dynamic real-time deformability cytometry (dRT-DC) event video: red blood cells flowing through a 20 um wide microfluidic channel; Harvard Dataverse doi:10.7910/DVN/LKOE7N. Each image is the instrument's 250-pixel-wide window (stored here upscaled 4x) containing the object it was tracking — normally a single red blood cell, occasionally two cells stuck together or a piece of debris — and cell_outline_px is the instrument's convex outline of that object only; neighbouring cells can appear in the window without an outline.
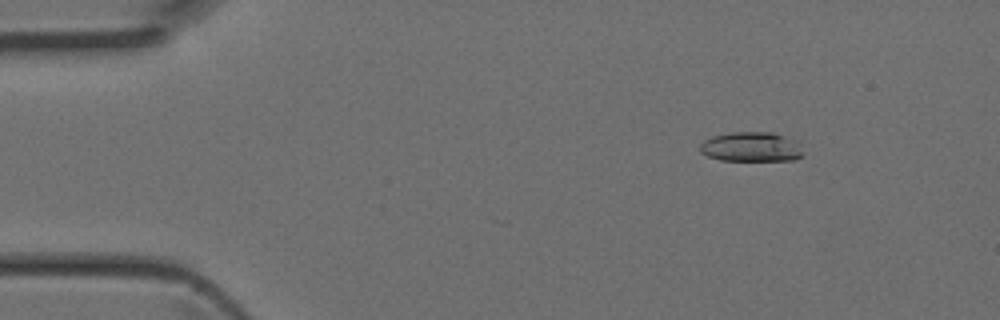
{"species": "Egyptian fruit bat (a non-hibernating species)", "species_latin": "Rousettus aegyptiacus", "temperature_condition": "room temperature", "stored_images_in_passage": 38, "camera_frame_rate_fps": 3000, "um_per_image_px": 0.085, "animal": {"sex": "female"}, "frame": {"image": 1, "passage_image": 6, "time_ms": 1.667, "image_size_px": [1000, 320], "cell_outline_px": [[804, 152], [796, 160], [720, 160], [708, 156], [700, 152], [700, 144], [704, 140], [712, 136], [732, 132], [772, 132], [796, 140]], "centroid_in_image_um": [63.86, 12.48], "position_along_channel_um": 21.1, "area_um2": 17.86}}
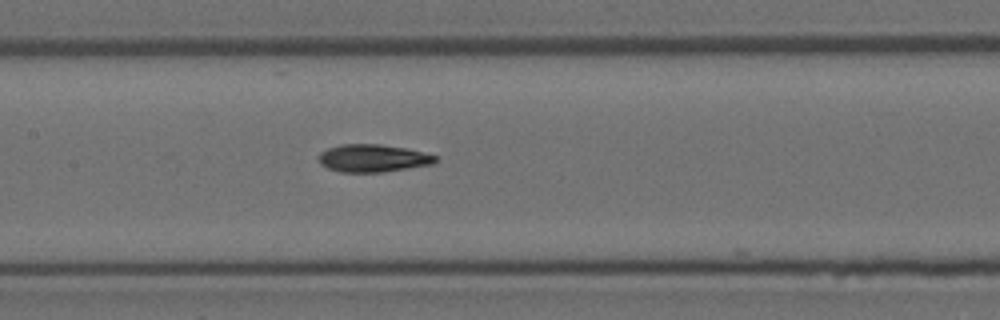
{"frame": {"image": 2, "passage_image": 21, "time_ms": 6.667, "image_size_px": [1000, 320], "cell_outline_px": [[436, 160], [432, 164], [408, 168], [380, 172], [340, 172], [328, 168], [320, 164], [320, 152], [328, 148], [340, 144], [380, 144], [404, 148], [436, 156]], "centroid_in_image_um": [31.65, 13.44], "position_along_channel_um": 175.8, "area_um2": 18.5}}
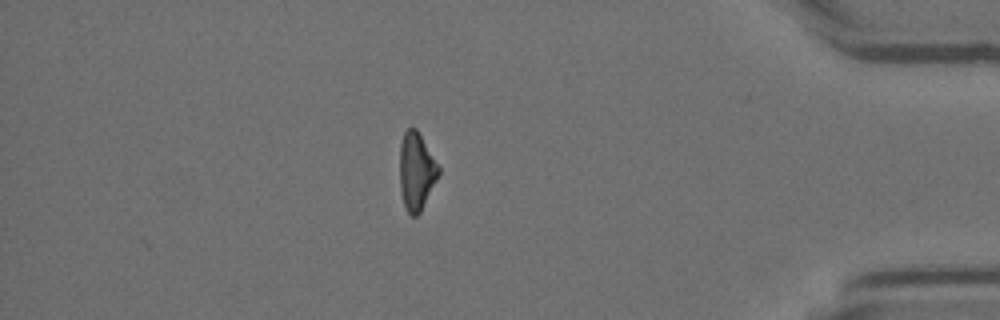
{"frame": {"image": 3, "passage_image": 38, "time_ms": 12.333, "image_size_px": [1000, 320], "cell_outline_px": [[440, 172], [420, 212], [416, 216], [412, 216], [404, 208], [400, 188], [400, 144], [404, 132], [408, 128], [416, 128], [440, 168]], "centroid_in_image_um": [35.37, 14.57], "position_along_channel_um": 399.8, "area_um2": 17.34}}